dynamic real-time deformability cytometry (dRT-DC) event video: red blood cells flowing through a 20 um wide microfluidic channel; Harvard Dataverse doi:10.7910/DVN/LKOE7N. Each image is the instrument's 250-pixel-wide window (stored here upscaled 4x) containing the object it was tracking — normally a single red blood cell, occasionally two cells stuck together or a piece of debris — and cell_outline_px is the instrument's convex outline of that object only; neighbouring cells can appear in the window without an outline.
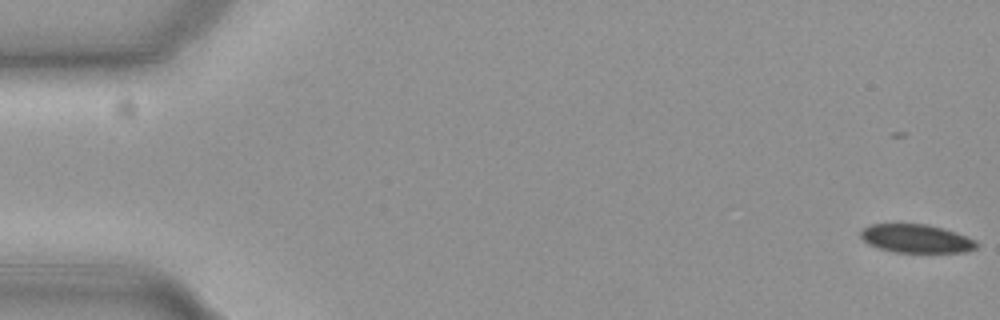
{"species": "common noctule bat (a hibernating species)", "species_latin": "Nyctalus noctula", "temperature_condition": "cold", "stored_images_in_passage": 56, "camera_frame_rate_fps": 3000, "um_per_image_px": 0.085, "animal": {"sex": "female", "body_mass_g": 19.3, "forearm_length_mm": 54.1}, "frame": {"image": 1, "passage_image": 1, "time_ms": 0.0, "image_size_px": [1000, 320], "cell_outline_px": [[980, 244], [976, 248], [964, 252], [892, 252], [876, 248], [868, 244], [860, 236], [860, 232], [864, 228], [872, 224], [928, 224], [956, 232], [976, 240]], "centroid_in_image_um": [77.89, 20.28], "position_along_channel_um": 7.1, "area_um2": 19.31}}
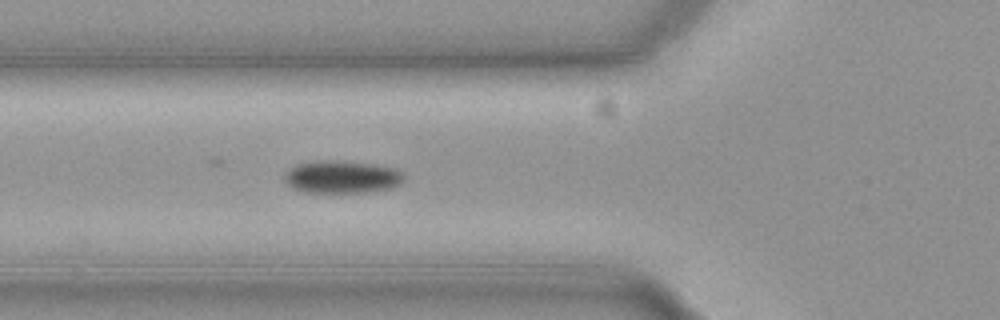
{"frame": {"image": 2, "passage_image": 21, "time_ms": 6.667, "image_size_px": [1000, 320], "cell_outline_px": [[404, 180], [400, 184], [392, 188], [372, 192], [304, 192], [292, 188], [284, 180], [284, 172], [296, 164], [316, 160], [336, 160], [372, 164], [392, 168], [404, 172]], "centroid_in_image_um": [29.05, 15.04], "position_along_channel_um": 96.8, "area_um2": 22.95}}
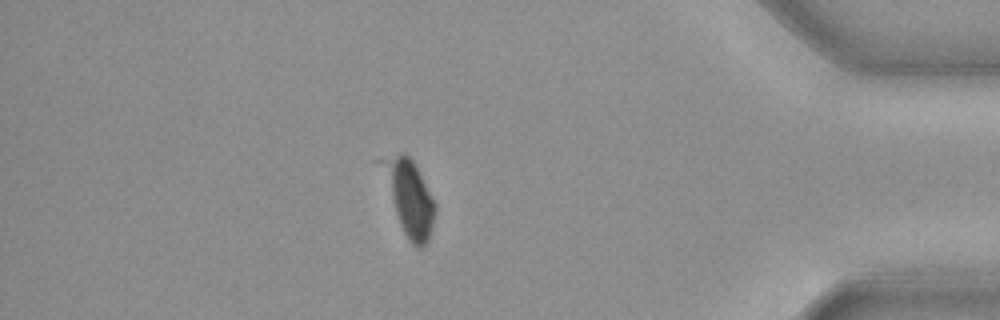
{"frame": {"image": 3, "passage_image": 49, "time_ms": 16.0, "image_size_px": [1000, 320], "cell_outline_px": [[436, 212], [428, 240], [420, 248], [416, 248], [408, 240], [400, 224], [372, 160], [400, 152], [408, 156], [412, 160], [432, 196], [436, 204]], "centroid_in_image_um": [34.66, 16.69], "position_along_channel_um": 400.5, "area_um2": 24.16}, "authors_computed_cell_mechanics": {"area_um2": 22.253, "velocity_mm_per_s": 3.6909, "shape_relaxation_time_tau1_ms": 7.5845, "shape_relaxation_time_tau2_ms": null, "deformation_change_tau1": 0.094, "deformation_change_tau2": null}}